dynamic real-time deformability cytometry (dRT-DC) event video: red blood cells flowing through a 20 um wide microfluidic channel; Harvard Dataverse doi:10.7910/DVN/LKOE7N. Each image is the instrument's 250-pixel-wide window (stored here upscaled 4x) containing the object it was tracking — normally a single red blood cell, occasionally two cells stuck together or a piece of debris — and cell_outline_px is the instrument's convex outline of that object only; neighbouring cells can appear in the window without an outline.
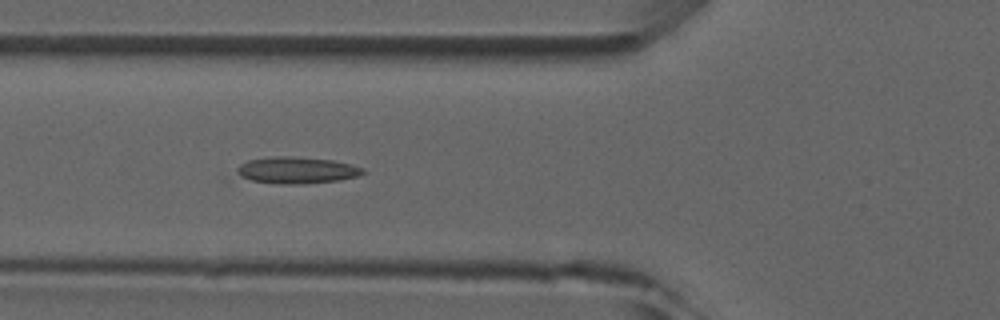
{"species": "common noctule bat (a hibernating species)", "species_latin": "Nyctalus noctula", "temperature_condition": "room temperature", "stored_images_in_passage": 9, "camera_frame_rate_fps": 3000, "um_per_image_px": 0.085, "animal": {"sex": "male", "forearm_length_mm": 52.5}, "frame": {"image": 1, "passage_image": 7, "time_ms": 7.667, "image_size_px": [1000, 320], "cell_outline_px": [[364, 172], [356, 176], [340, 180], [304, 184], [284, 184], [252, 180], [240, 176], [236, 172], [236, 168], [240, 164], [248, 160], [272, 156], [292, 156], [332, 160], [364, 168]], "centroid_in_image_um": [25.19, 14.46], "position_along_channel_um": 100.6, "area_um2": 19.42}}
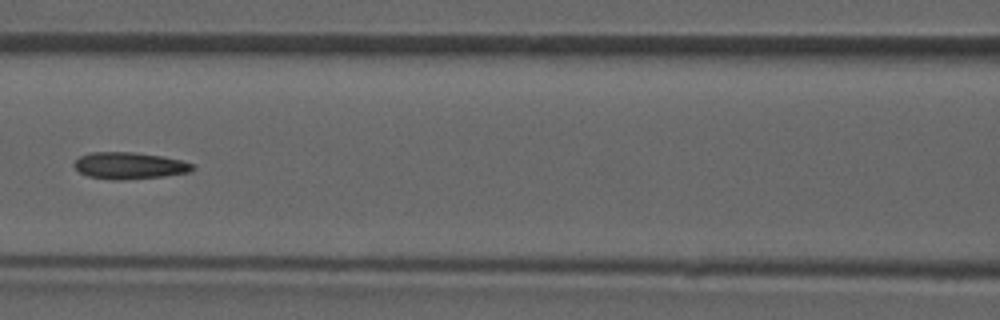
{"frame": {"image": 2, "passage_image": 8, "time_ms": 9.0, "image_size_px": [1000, 320], "cell_outline_px": [[196, 168], [192, 172], [164, 176], [124, 180], [112, 180], [88, 176], [80, 172], [72, 164], [80, 156], [92, 152], [136, 152], [160, 156], [180, 160], [192, 164]], "centroid_in_image_um": [11.01, 14.08], "position_along_channel_um": 155.6, "area_um2": 18.5}}